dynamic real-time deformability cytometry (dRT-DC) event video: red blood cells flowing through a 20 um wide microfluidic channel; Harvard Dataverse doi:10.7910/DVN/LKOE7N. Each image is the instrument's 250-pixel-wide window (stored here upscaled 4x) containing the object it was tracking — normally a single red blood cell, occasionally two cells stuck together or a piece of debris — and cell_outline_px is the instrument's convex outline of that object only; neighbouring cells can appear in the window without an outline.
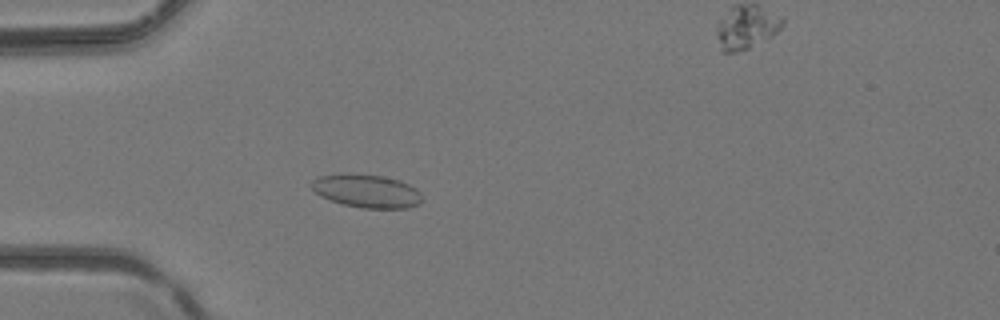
{"species": "common noctule bat (a hibernating species)", "species_latin": "Nyctalus noctula", "temperature_condition": "room temperature", "stored_images_in_passage": 34, "camera_frame_rate_fps": 3000, "um_per_image_px": 0.085, "animal": {"sex": "female", "body_mass_g": 24.6, "forearm_length_mm": 56.2}, "frame": {"image": 1, "passage_image": 3, "time_ms": 0.667, "image_size_px": [1000, 320], "cell_outline_px": [[424, 200], [420, 204], [404, 208], [360, 208], [344, 204], [320, 196], [308, 184], [312, 180], [320, 176], [340, 172], [384, 176], [400, 180], [416, 188], [420, 192]], "centroid_in_image_um": [31.16, 16.22], "position_along_channel_um": 53.8, "area_um2": 21.73}}
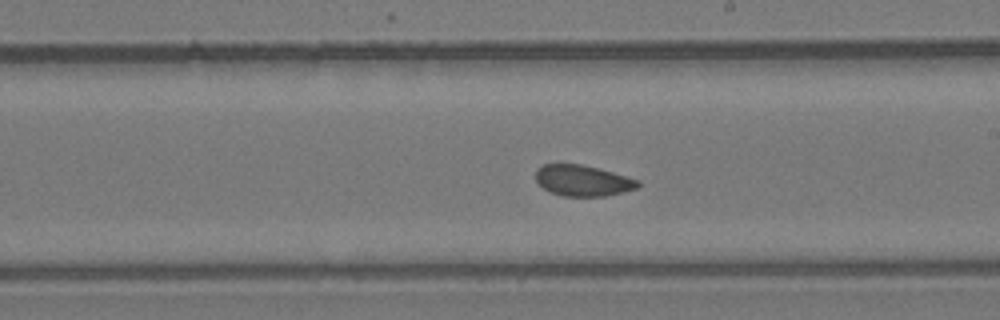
{"frame": {"image": 2, "passage_image": 15, "time_ms": 4.667, "image_size_px": [1000, 320], "cell_outline_px": [[640, 184], [636, 188], [604, 196], [564, 196], [552, 192], [544, 188], [536, 180], [536, 168], [544, 164], [580, 164], [612, 172], [640, 180]], "centroid_in_image_um": [49.52, 15.34], "position_along_channel_um": 239.5, "area_um2": 18.15}}
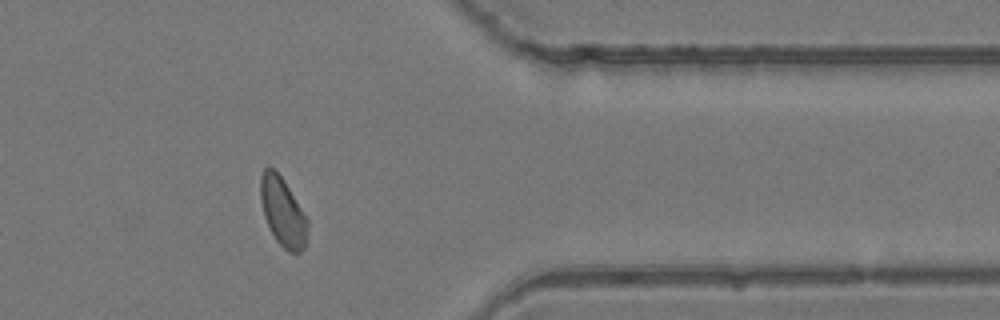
{"frame": {"image": 3, "passage_image": 25, "time_ms": 8.0, "image_size_px": [1000, 320], "cell_outline_px": [[308, 224], [304, 248], [300, 252], [288, 252], [276, 240], [264, 216], [260, 200], [260, 176], [264, 168], [268, 164], [284, 180], [308, 220]], "centroid_in_image_um": [24.01, 17.98], "position_along_channel_um": 387.4, "area_um2": 18.67}}